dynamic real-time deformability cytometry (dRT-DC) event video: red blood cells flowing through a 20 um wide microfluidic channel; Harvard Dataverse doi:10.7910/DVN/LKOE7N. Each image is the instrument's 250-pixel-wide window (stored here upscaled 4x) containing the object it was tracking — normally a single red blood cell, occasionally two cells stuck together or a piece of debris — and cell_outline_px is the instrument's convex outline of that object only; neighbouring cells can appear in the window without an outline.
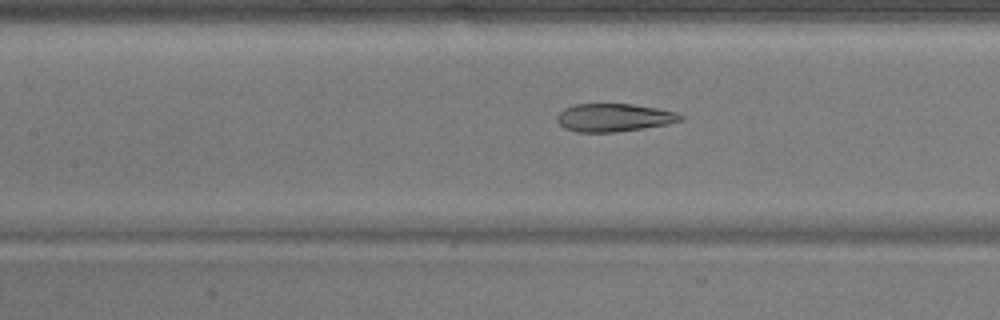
{"species": "common noctule bat (a hibernating species)", "species_latin": "Nyctalus noctula", "temperature_condition": "warm", "stored_images_in_passage": 36, "camera_frame_rate_fps": 3000, "um_per_image_px": 0.085, "animal": {"sex": "male", "body_mass_g": 17.9}, "frame": {"image": 1, "passage_image": 10, "time_ms": 3.0, "image_size_px": [1000, 320], "cell_outline_px": [[684, 120], [668, 124], [616, 132], [576, 132], [564, 128], [556, 120], [556, 116], [564, 108], [576, 104], [632, 104], [656, 108], [676, 112], [684, 116]], "centroid_in_image_um": [52.18, 9.99], "position_along_channel_um": 155.2, "area_um2": 20.17}}
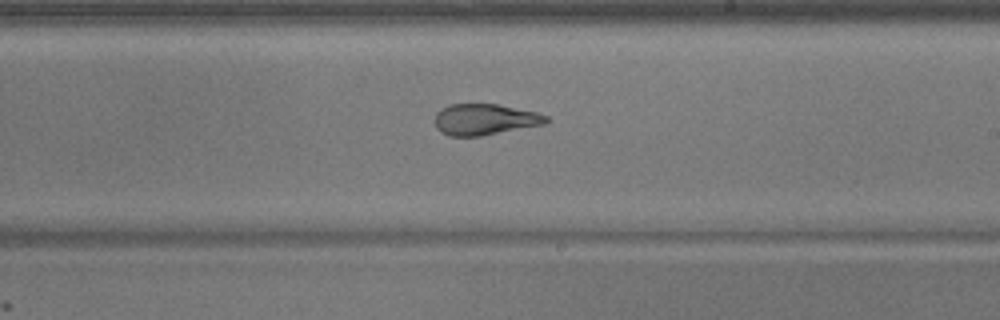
{"frame": {"image": 2, "passage_image": 17, "time_ms": 5.333, "image_size_px": [1000, 320], "cell_outline_px": [[548, 120], [544, 124], [480, 136], [448, 136], [440, 132], [436, 128], [436, 112], [440, 108], [448, 104], [496, 104], [536, 112], [548, 116]], "centroid_in_image_um": [41.16, 10.15], "position_along_channel_um": 247.8, "area_um2": 20.11}}
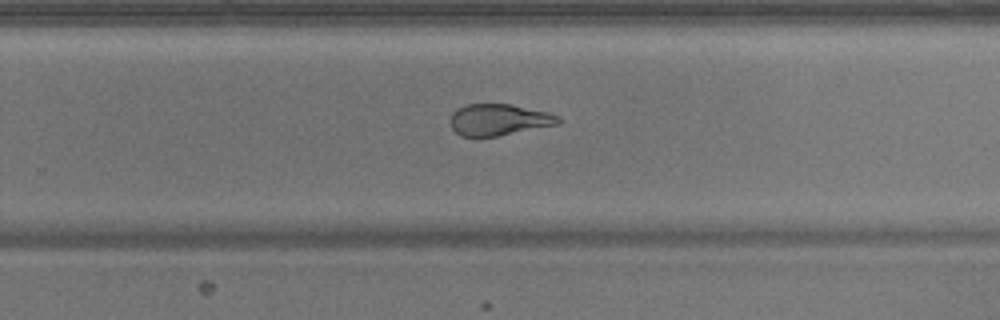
{"frame": {"image": 3, "passage_image": 20, "time_ms": 6.333, "image_size_px": [1000, 320], "cell_outline_px": [[560, 124], [496, 136], [460, 136], [452, 128], [452, 112], [464, 104], [508, 104], [548, 112], [560, 116]], "centroid_in_image_um": [42.42, 10.17], "position_along_channel_um": 287.4, "area_um2": 19.59}}